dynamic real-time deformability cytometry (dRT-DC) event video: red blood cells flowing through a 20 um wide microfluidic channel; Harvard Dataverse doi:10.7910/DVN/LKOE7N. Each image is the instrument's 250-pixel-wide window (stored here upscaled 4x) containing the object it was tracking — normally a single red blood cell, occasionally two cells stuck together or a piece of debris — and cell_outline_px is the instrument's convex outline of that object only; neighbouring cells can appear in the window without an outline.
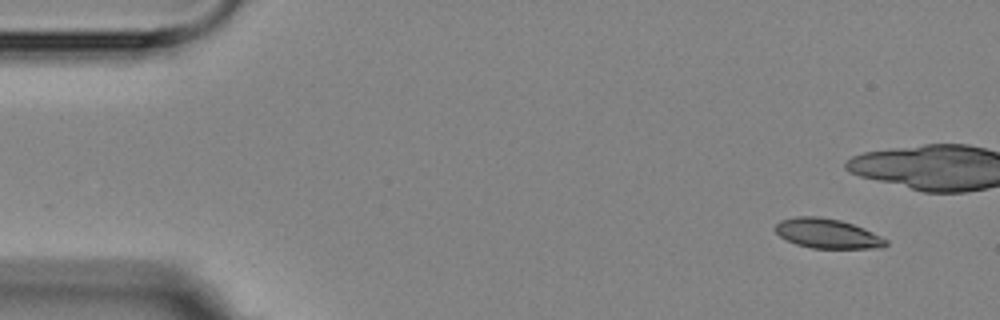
{"species": "Egyptian fruit bat (a non-hibernating species)", "species_latin": "Rousettus aegyptiacus", "temperature_condition": "room temperature", "stored_images_in_passage": 11, "camera_frame_rate_fps": 3000, "um_per_image_px": 0.085, "animal": {"sex": "female"}, "frame": {"image": 1, "passage_image": 1, "time_ms": 0.0, "image_size_px": [1000, 320], "cell_outline_px": [[888, 244], [884, 248], [812, 248], [796, 244], [780, 236], [776, 232], [776, 224], [780, 220], [796, 216], [820, 216], [840, 220], [864, 228], [888, 240]], "centroid_in_image_um": [70.34, 19.85], "position_along_channel_um": 14.7, "area_um2": 19.07}}